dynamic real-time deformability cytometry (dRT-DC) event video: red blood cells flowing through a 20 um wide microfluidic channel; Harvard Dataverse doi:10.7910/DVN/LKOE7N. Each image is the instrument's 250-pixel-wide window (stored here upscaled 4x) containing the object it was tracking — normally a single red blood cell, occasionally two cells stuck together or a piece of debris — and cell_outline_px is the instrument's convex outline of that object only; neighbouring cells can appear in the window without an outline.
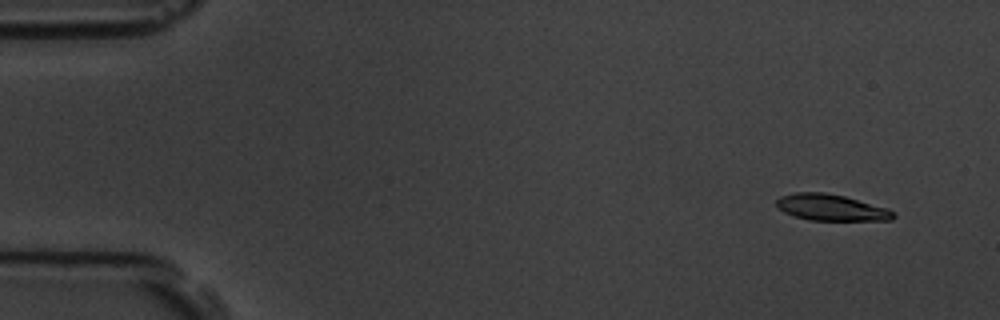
{"species": "common noctule bat (a hibernating species)", "species_latin": "Nyctalus noctula", "temperature_condition": "room temperature", "stored_images_in_passage": 4, "camera_frame_rate_fps": 3000, "um_per_image_px": 0.085, "animal": {"sex": "male", "body_mass_g": 19.5, "forearm_length_mm": 54.6}, "frame": {"image": 1, "passage_image": 1, "time_ms": 0.0, "image_size_px": [1000, 320], "cell_outline_px": [[896, 216], [892, 220], [808, 220], [792, 216], [784, 212], [776, 204], [776, 200], [780, 196], [796, 192], [824, 192], [844, 196], [888, 208], [896, 212]], "centroid_in_image_um": [70.66, 17.64], "position_along_channel_um": 14.3, "area_um2": 18.03}}
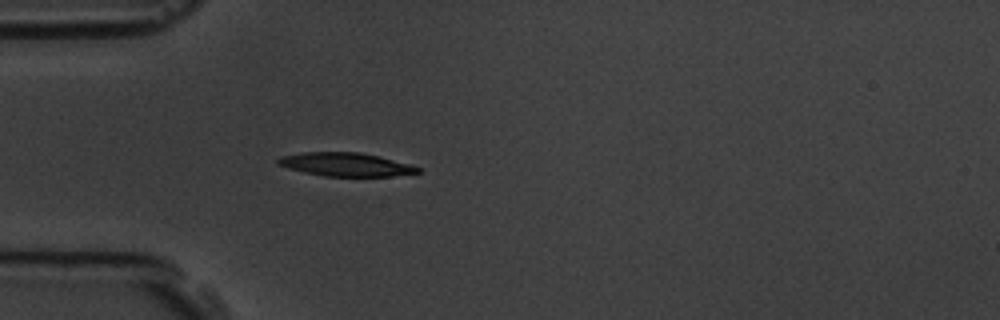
{"frame": {"image": 2, "passage_image": 4, "time_ms": 4.0, "image_size_px": [1000, 320], "cell_outline_px": [[420, 172], [392, 176], [324, 176], [304, 172], [288, 168], [276, 164], [276, 160], [280, 156], [304, 152], [360, 152], [380, 156], [408, 164], [420, 168]], "centroid_in_image_um": [29.34, 13.97], "position_along_channel_um": 55.7, "area_um2": 19.07}}